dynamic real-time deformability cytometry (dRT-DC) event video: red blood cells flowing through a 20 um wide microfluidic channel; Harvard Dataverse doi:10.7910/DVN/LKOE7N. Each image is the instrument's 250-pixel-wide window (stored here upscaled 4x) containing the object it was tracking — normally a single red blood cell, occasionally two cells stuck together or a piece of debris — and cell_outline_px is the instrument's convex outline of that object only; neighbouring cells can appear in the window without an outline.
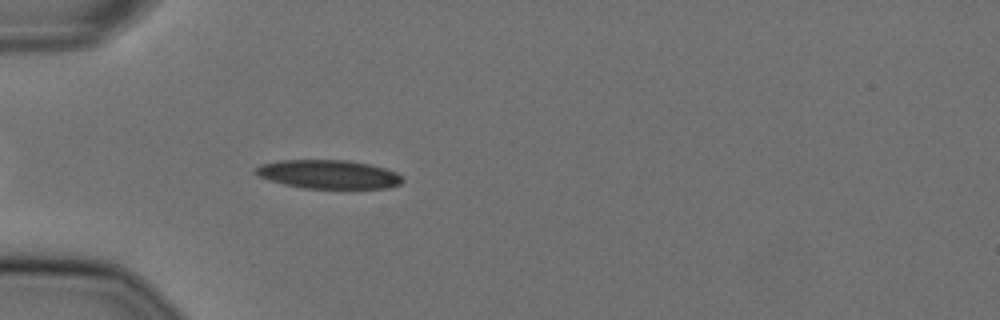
{"species": "Egyptian fruit bat (a non-hibernating species)", "species_latin": "Rousettus aegyptiacus", "temperature_condition": "cold", "stored_images_in_passage": 40, "camera_frame_rate_fps": 3000, "um_per_image_px": 0.085, "animal": {"sex": "female"}, "frame": {"image": 1, "passage_image": 3, "time_ms": 0.667, "image_size_px": [1000, 320], "cell_outline_px": [[404, 180], [400, 184], [388, 188], [304, 188], [284, 184], [268, 180], [260, 176], [256, 172], [256, 168], [260, 164], [280, 160], [348, 160], [368, 164], [384, 168], [396, 172]], "centroid_in_image_um": [27.93, 14.81], "position_along_channel_um": 57.1, "area_um2": 24.39}}
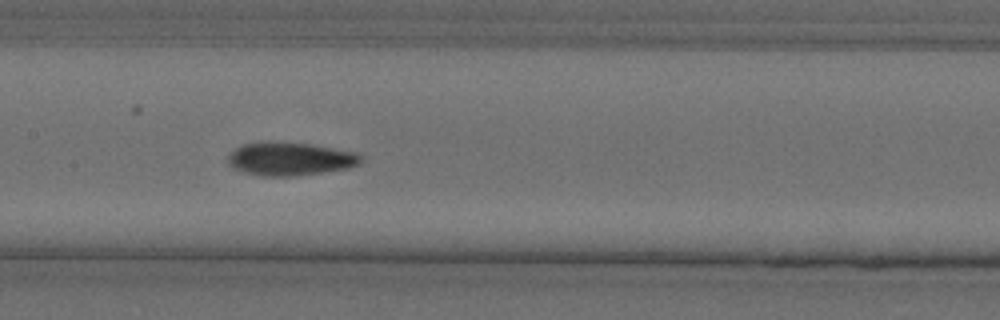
{"frame": {"image": 2, "passage_image": 14, "time_ms": 4.333, "image_size_px": [1000, 320], "cell_outline_px": [[364, 160], [360, 164], [348, 168], [296, 176], [260, 176], [244, 172], [232, 168], [228, 164], [228, 156], [236, 148], [244, 144], [260, 140], [268, 140], [312, 144], [356, 152], [364, 156]], "centroid_in_image_um": [24.67, 13.49], "position_along_channel_um": 182.7, "area_um2": 26.3}}
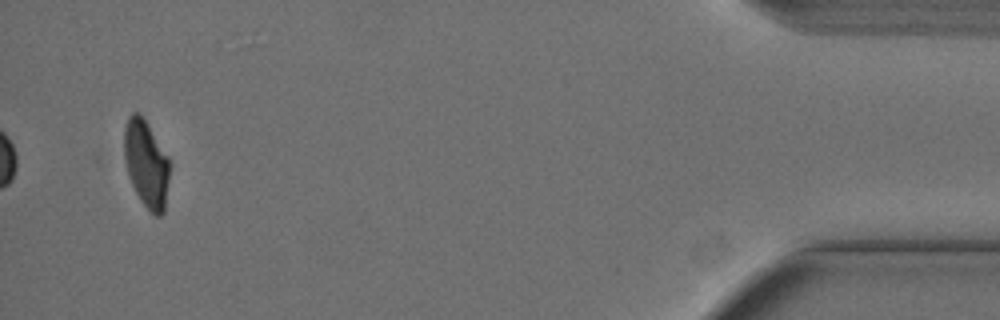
{"frame": {"image": 3, "passage_image": 40, "time_ms": 13.0, "image_size_px": [1000, 320], "cell_outline_px": [[168, 180], [164, 212], [160, 216], [156, 216], [140, 200], [128, 176], [124, 156], [124, 128], [128, 116], [132, 112], [140, 112], [148, 124], [168, 156]], "centroid_in_image_um": [12.41, 13.88], "position_along_channel_um": 422.8, "area_um2": 22.89}, "authors_computed_cell_mechanics": {"area_um2": 25.143, "velocity_mm_per_s": 3.6173, "shape_relaxation_time_tau1_ms": 10.7921, "shape_relaxation_time_tau2_ms": 2.6529, "deformation_change_tau1": 0.2552, "deformation_change_tau2": 0.0759}}